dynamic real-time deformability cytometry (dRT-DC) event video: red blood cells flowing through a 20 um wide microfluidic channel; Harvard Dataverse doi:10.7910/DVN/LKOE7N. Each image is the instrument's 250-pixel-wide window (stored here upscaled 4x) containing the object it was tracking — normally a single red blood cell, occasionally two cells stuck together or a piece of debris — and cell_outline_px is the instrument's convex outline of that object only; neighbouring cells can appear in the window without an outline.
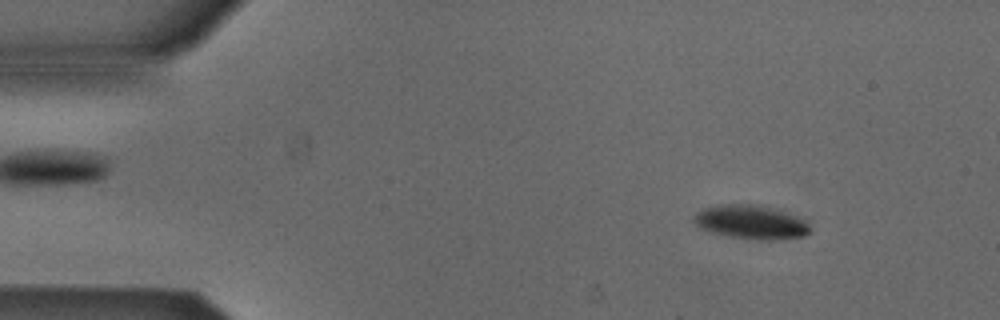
{"species": "Egyptian fruit bat (a non-hibernating species)", "species_latin": "Rousettus aegyptiacus", "temperature_condition": "cold", "stored_images_in_passage": 53, "camera_frame_rate_fps": 3000, "um_per_image_px": 0.085, "animal": {"sex": "male"}, "frame": {"image": 1, "passage_image": 6, "time_ms": 1.667, "image_size_px": [1000, 320], "cell_outline_px": [[808, 232], [804, 236], [776, 240], [756, 240], [728, 236], [704, 228], [696, 224], [696, 212], [704, 208], [720, 204], [760, 204], [796, 216], [804, 220], [808, 224]], "centroid_in_image_um": [63.86, 18.87], "position_along_channel_um": 21.1, "area_um2": 22.48}}
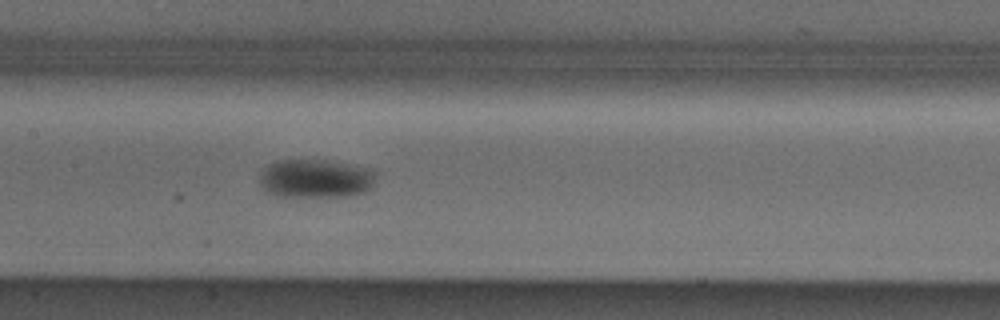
{"frame": {"image": 2, "passage_image": 25, "time_ms": 8.0, "image_size_px": [1000, 320], "cell_outline_px": [[376, 172], [372, 188], [364, 192], [344, 196], [280, 196], [268, 192], [260, 184], [260, 176], [268, 164], [276, 160], [324, 160], [372, 168]], "centroid_in_image_um": [26.86, 15.16], "position_along_channel_um": 180.5, "area_um2": 26.07}}
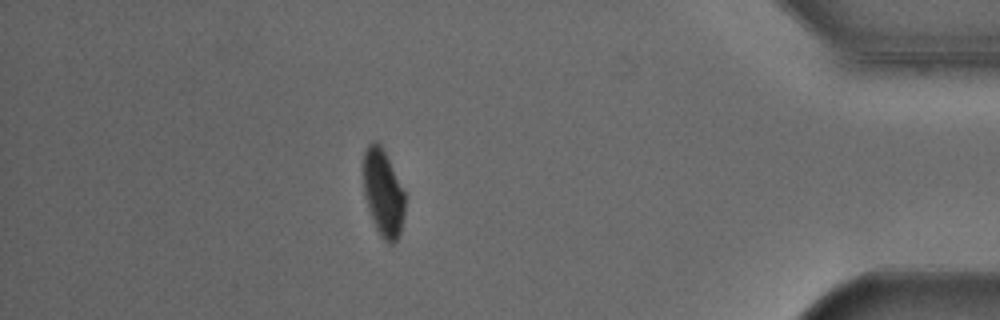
{"frame": {"image": 3, "passage_image": 46, "time_ms": 15.0, "image_size_px": [1000, 320], "cell_outline_px": [[404, 212], [400, 232], [396, 240], [392, 244], [388, 244], [380, 236], [376, 228], [368, 208], [364, 196], [364, 152], [368, 144], [372, 140], [376, 140], [380, 144], [404, 192]], "centroid_in_image_um": [32.55, 16.41], "position_along_channel_um": 402.7, "area_um2": 20.63}}